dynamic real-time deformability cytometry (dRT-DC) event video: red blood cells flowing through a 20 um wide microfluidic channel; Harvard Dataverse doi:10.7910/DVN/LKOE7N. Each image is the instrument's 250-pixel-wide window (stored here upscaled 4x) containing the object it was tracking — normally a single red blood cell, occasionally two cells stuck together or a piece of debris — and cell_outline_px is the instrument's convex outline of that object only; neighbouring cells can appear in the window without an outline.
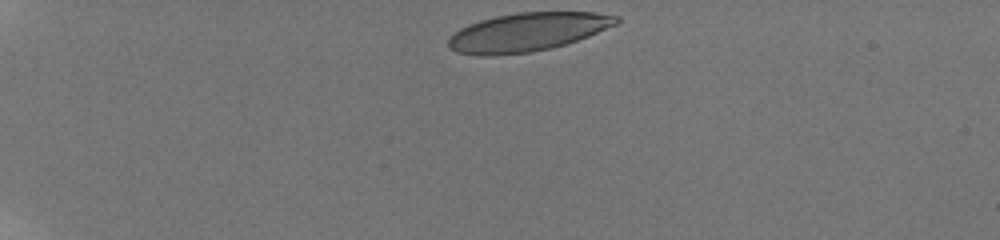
{"species": "human", "species_latin": "Homo sapiens", "temperature_condition": "room temperature", "stored_images_in_passage": 57, "camera_frame_rate_fps": 3000, "um_per_image_px": 0.085, "donor": {"sex": "male"}, "frame": {"image": 1, "passage_image": 1, "time_ms": 0.0, "image_size_px": [1000, 240], "cell_outline_px": [[620, 20], [616, 24], [588, 36], [564, 44], [548, 48], [528, 52], [488, 56], [480, 56], [456, 52], [448, 48], [448, 40], [460, 28], [468, 24], [480, 20], [496, 16], [516, 12], [596, 12], [620, 16]], "centroid_in_image_um": [44.81, 2.71], "position_along_channel_um": 40.2, "area_um2": 37.45}}
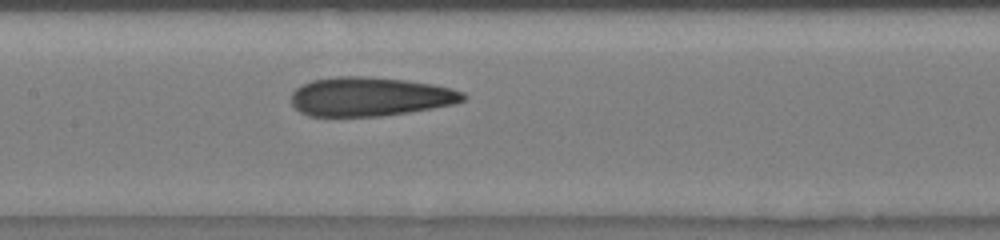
{"frame": {"image": 2, "passage_image": 31, "time_ms": 5.667, "image_size_px": [1000, 240], "cell_outline_px": [[468, 96], [464, 100], [452, 104], [432, 108], [384, 116], [308, 116], [300, 112], [292, 104], [292, 92], [296, 88], [312, 80], [336, 76], [368, 76], [404, 80], [432, 84], [452, 88], [464, 92]], "centroid_in_image_um": [31.45, 8.21], "position_along_channel_um": 175.9, "area_um2": 39.13}}
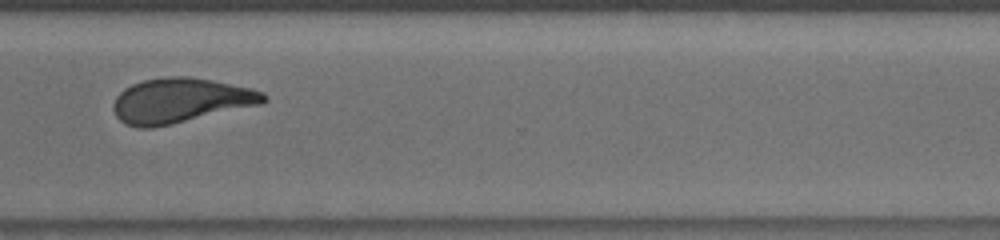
{"frame": {"image": 3, "passage_image": 56, "time_ms": 10.333, "image_size_px": [1000, 240], "cell_outline_px": [[268, 100], [260, 104], [172, 124], [152, 128], [140, 128], [124, 124], [116, 116], [112, 108], [112, 104], [116, 96], [124, 88], [132, 84], [144, 80], [164, 76], [192, 76], [252, 88], [264, 92], [268, 96]], "centroid_in_image_um": [15.32, 8.53], "position_along_channel_um": 355.3, "area_um2": 39.42}}